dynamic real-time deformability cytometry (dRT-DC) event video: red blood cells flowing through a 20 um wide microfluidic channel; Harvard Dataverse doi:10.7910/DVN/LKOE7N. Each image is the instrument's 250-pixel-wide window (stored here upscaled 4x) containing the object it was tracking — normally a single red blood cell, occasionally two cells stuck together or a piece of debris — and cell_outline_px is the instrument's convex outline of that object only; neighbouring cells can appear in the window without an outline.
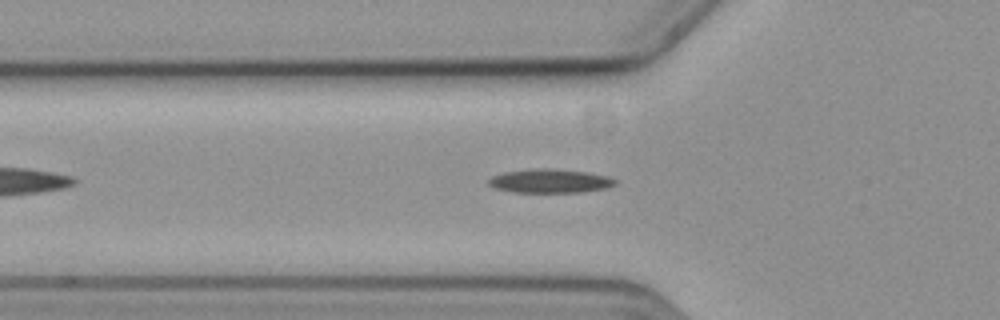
{"species": "common noctule bat (a hibernating species)", "species_latin": "Nyctalus noctula", "temperature_condition": "cold", "stored_images_in_passage": 41, "camera_frame_rate_fps": 3000, "um_per_image_px": 0.085, "animal": {"sex": "female", "body_mass_g": 19.3, "forearm_length_mm": 54.1}, "frame": {"image": 1, "passage_image": 9, "time_ms": 2.667, "image_size_px": [1000, 320], "cell_outline_px": [[616, 184], [608, 188], [580, 192], [512, 192], [492, 188], [488, 184], [488, 180], [492, 176], [504, 172], [532, 168], [548, 168], [584, 172], [608, 176], [616, 180]], "centroid_in_image_um": [46.71, 15.39], "position_along_channel_um": 79.1, "area_um2": 17.63}}
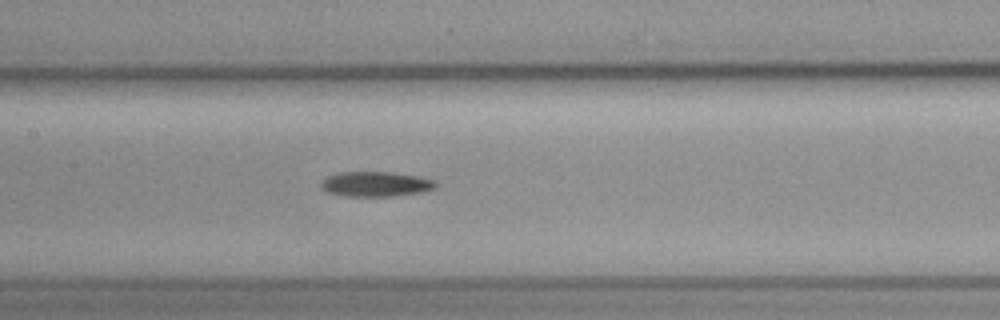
{"frame": {"image": 2, "passage_image": 17, "time_ms": 5.333, "image_size_px": [1000, 320], "cell_outline_px": [[436, 188], [424, 192], [392, 196], [344, 196], [324, 192], [320, 188], [320, 184], [328, 176], [340, 172], [392, 172], [420, 176], [436, 180]], "centroid_in_image_um": [31.95, 15.65], "position_along_channel_um": 175.4, "area_um2": 16.94}}
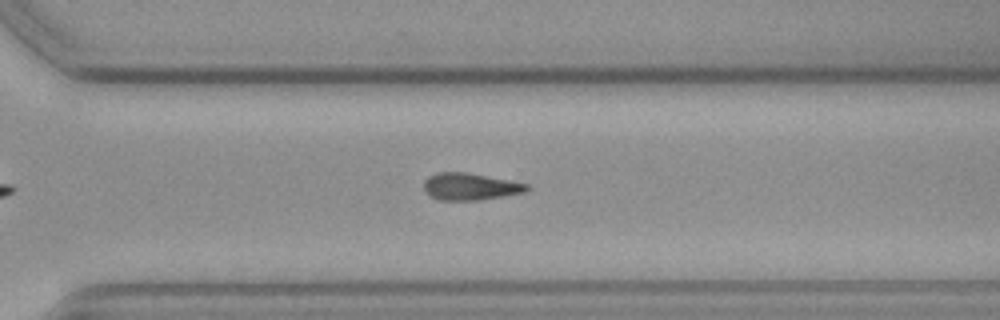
{"frame": {"image": 3, "passage_image": 30, "time_ms": 9.667, "image_size_px": [1000, 320], "cell_outline_px": [[532, 188], [528, 192], [480, 200], [440, 200], [428, 196], [424, 192], [424, 180], [428, 176], [436, 172], [468, 172], [528, 184]], "centroid_in_image_um": [39.96, 15.86], "position_along_channel_um": 330.6, "area_um2": 16.53}}